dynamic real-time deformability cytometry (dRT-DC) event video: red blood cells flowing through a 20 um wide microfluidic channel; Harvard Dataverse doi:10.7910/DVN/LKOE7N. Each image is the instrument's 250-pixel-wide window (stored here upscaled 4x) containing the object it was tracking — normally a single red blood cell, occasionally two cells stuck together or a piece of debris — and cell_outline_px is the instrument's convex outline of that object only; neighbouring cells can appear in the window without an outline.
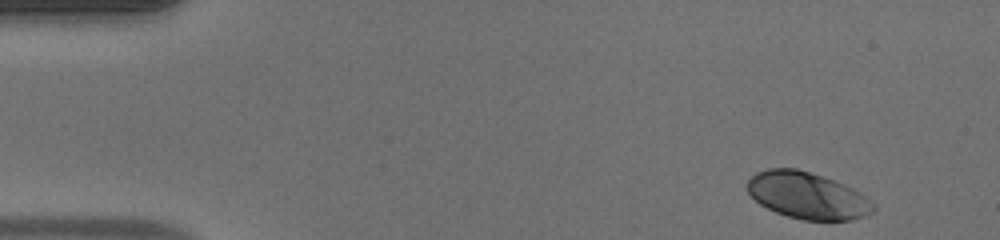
{"species": "human", "species_latin": "Homo sapiens", "temperature_condition": "warm", "stored_images_in_passage": 47, "camera_frame_rate_fps": 3000, "um_per_image_px": 0.085, "donor": {"sex": "male"}, "frame": {"image": 1, "passage_image": 1, "time_ms": 0.0, "image_size_px": [1000, 240], "cell_outline_px": [[876, 208], [872, 212], [864, 216], [848, 220], [804, 220], [788, 216], [776, 212], [760, 204], [748, 192], [748, 180], [756, 172], [768, 168], [796, 168], [832, 180], [852, 188], [860, 192], [876, 204]], "centroid_in_image_um": [68.64, 16.62], "position_along_channel_um": 16.4, "area_um2": 33.93}}
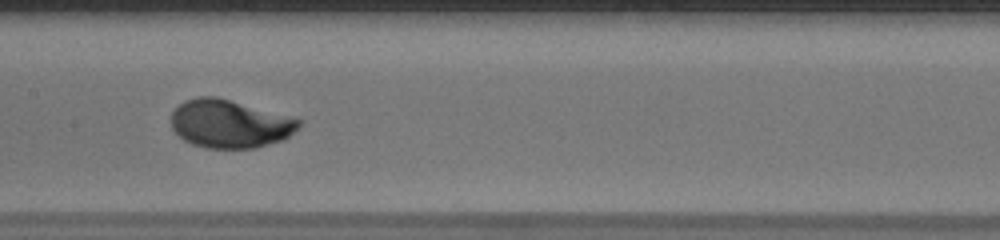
{"frame": {"image": 2, "passage_image": 22, "time_ms": 7.0, "image_size_px": [1000, 240], "cell_outline_px": [[300, 124], [288, 136], [280, 140], [256, 148], [208, 148], [192, 144], [184, 140], [172, 128], [172, 112], [184, 100], [196, 96], [216, 96], [300, 120]], "centroid_in_image_um": [19.46, 10.52], "position_along_channel_um": 187.9, "area_um2": 35.14}}
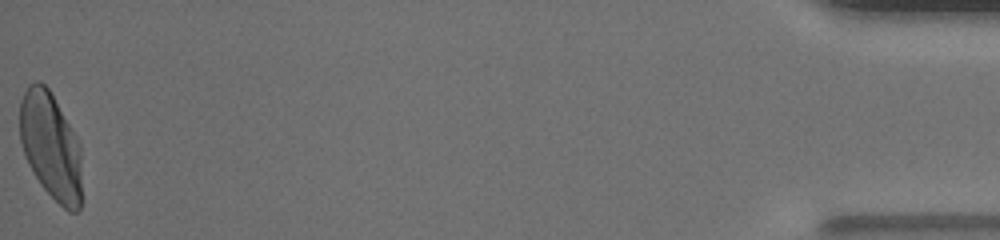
{"frame": {"image": 3, "passage_image": 47, "time_ms": 15.333, "image_size_px": [1000, 240], "cell_outline_px": [[80, 208], [76, 212], [68, 212], [40, 184], [32, 172], [28, 164], [20, 140], [20, 100], [28, 84], [36, 80], [40, 80], [48, 88], [80, 144]], "centroid_in_image_um": [4.28, 12.39], "position_along_channel_um": 430.9, "area_um2": 38.26}, "authors_computed_cell_mechanics": {"area_um2": 35.258, "velocity_mm_per_s": 4.0916, "shape_relaxation_time_tau1_ms": 2.1231, "shape_relaxation_time_tau2_ms": null, "deformation_change_tau1": 0.1438, "deformation_change_tau2": null}}